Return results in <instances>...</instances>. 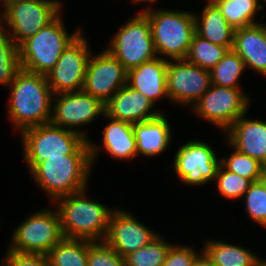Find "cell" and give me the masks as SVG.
<instances>
[{"instance_id": "cell-15", "label": "cell", "mask_w": 266, "mask_h": 266, "mask_svg": "<svg viewBox=\"0 0 266 266\" xmlns=\"http://www.w3.org/2000/svg\"><path fill=\"white\" fill-rule=\"evenodd\" d=\"M127 83V70L107 49L88 61L83 91L106 104Z\"/></svg>"}, {"instance_id": "cell-42", "label": "cell", "mask_w": 266, "mask_h": 266, "mask_svg": "<svg viewBox=\"0 0 266 266\" xmlns=\"http://www.w3.org/2000/svg\"><path fill=\"white\" fill-rule=\"evenodd\" d=\"M3 17H2V12H0V33L3 31Z\"/></svg>"}, {"instance_id": "cell-38", "label": "cell", "mask_w": 266, "mask_h": 266, "mask_svg": "<svg viewBox=\"0 0 266 266\" xmlns=\"http://www.w3.org/2000/svg\"><path fill=\"white\" fill-rule=\"evenodd\" d=\"M22 1H28V0H0L1 6H3V11L8 8L9 6L20 3ZM1 8V7H0Z\"/></svg>"}, {"instance_id": "cell-8", "label": "cell", "mask_w": 266, "mask_h": 266, "mask_svg": "<svg viewBox=\"0 0 266 266\" xmlns=\"http://www.w3.org/2000/svg\"><path fill=\"white\" fill-rule=\"evenodd\" d=\"M64 238L57 209L31 214L13 231L10 247L18 253L47 254Z\"/></svg>"}, {"instance_id": "cell-9", "label": "cell", "mask_w": 266, "mask_h": 266, "mask_svg": "<svg viewBox=\"0 0 266 266\" xmlns=\"http://www.w3.org/2000/svg\"><path fill=\"white\" fill-rule=\"evenodd\" d=\"M60 8L59 0H28L13 4L2 11L3 31L19 47L51 23L59 15Z\"/></svg>"}, {"instance_id": "cell-11", "label": "cell", "mask_w": 266, "mask_h": 266, "mask_svg": "<svg viewBox=\"0 0 266 266\" xmlns=\"http://www.w3.org/2000/svg\"><path fill=\"white\" fill-rule=\"evenodd\" d=\"M81 31L64 49L55 66L46 78L54 95L81 91L91 51Z\"/></svg>"}, {"instance_id": "cell-25", "label": "cell", "mask_w": 266, "mask_h": 266, "mask_svg": "<svg viewBox=\"0 0 266 266\" xmlns=\"http://www.w3.org/2000/svg\"><path fill=\"white\" fill-rule=\"evenodd\" d=\"M46 255L49 266H88V240L63 238Z\"/></svg>"}, {"instance_id": "cell-32", "label": "cell", "mask_w": 266, "mask_h": 266, "mask_svg": "<svg viewBox=\"0 0 266 266\" xmlns=\"http://www.w3.org/2000/svg\"><path fill=\"white\" fill-rule=\"evenodd\" d=\"M215 180H217L216 187L220 195L228 199H240L253 183L250 179L228 171L221 164L218 167Z\"/></svg>"}, {"instance_id": "cell-30", "label": "cell", "mask_w": 266, "mask_h": 266, "mask_svg": "<svg viewBox=\"0 0 266 266\" xmlns=\"http://www.w3.org/2000/svg\"><path fill=\"white\" fill-rule=\"evenodd\" d=\"M21 69L19 47L5 32L0 33V85L8 86Z\"/></svg>"}, {"instance_id": "cell-40", "label": "cell", "mask_w": 266, "mask_h": 266, "mask_svg": "<svg viewBox=\"0 0 266 266\" xmlns=\"http://www.w3.org/2000/svg\"><path fill=\"white\" fill-rule=\"evenodd\" d=\"M259 181L264 185V187L266 189V169L264 170L262 177L260 178Z\"/></svg>"}, {"instance_id": "cell-6", "label": "cell", "mask_w": 266, "mask_h": 266, "mask_svg": "<svg viewBox=\"0 0 266 266\" xmlns=\"http://www.w3.org/2000/svg\"><path fill=\"white\" fill-rule=\"evenodd\" d=\"M67 33L58 15L51 23L41 28L35 35L19 46L20 66L22 69L47 75L55 66L64 49L81 32Z\"/></svg>"}, {"instance_id": "cell-28", "label": "cell", "mask_w": 266, "mask_h": 266, "mask_svg": "<svg viewBox=\"0 0 266 266\" xmlns=\"http://www.w3.org/2000/svg\"><path fill=\"white\" fill-rule=\"evenodd\" d=\"M228 51L227 47L211 43L195 34L185 59L210 71Z\"/></svg>"}, {"instance_id": "cell-16", "label": "cell", "mask_w": 266, "mask_h": 266, "mask_svg": "<svg viewBox=\"0 0 266 266\" xmlns=\"http://www.w3.org/2000/svg\"><path fill=\"white\" fill-rule=\"evenodd\" d=\"M158 234L130 213L115 208L112 212L105 242L122 258L146 246Z\"/></svg>"}, {"instance_id": "cell-29", "label": "cell", "mask_w": 266, "mask_h": 266, "mask_svg": "<svg viewBox=\"0 0 266 266\" xmlns=\"http://www.w3.org/2000/svg\"><path fill=\"white\" fill-rule=\"evenodd\" d=\"M172 245L158 235L146 246L125 256V266H163Z\"/></svg>"}, {"instance_id": "cell-22", "label": "cell", "mask_w": 266, "mask_h": 266, "mask_svg": "<svg viewBox=\"0 0 266 266\" xmlns=\"http://www.w3.org/2000/svg\"><path fill=\"white\" fill-rule=\"evenodd\" d=\"M207 2L201 16L195 14L196 34L211 43L232 50L235 29L225 20L212 0Z\"/></svg>"}, {"instance_id": "cell-31", "label": "cell", "mask_w": 266, "mask_h": 266, "mask_svg": "<svg viewBox=\"0 0 266 266\" xmlns=\"http://www.w3.org/2000/svg\"><path fill=\"white\" fill-rule=\"evenodd\" d=\"M234 150L227 159L225 157L220 159V164L228 171L252 182L259 181L266 167L253 157Z\"/></svg>"}, {"instance_id": "cell-35", "label": "cell", "mask_w": 266, "mask_h": 266, "mask_svg": "<svg viewBox=\"0 0 266 266\" xmlns=\"http://www.w3.org/2000/svg\"><path fill=\"white\" fill-rule=\"evenodd\" d=\"M2 263L5 266H49L45 254L18 253L9 249Z\"/></svg>"}, {"instance_id": "cell-36", "label": "cell", "mask_w": 266, "mask_h": 266, "mask_svg": "<svg viewBox=\"0 0 266 266\" xmlns=\"http://www.w3.org/2000/svg\"><path fill=\"white\" fill-rule=\"evenodd\" d=\"M190 246L172 245L163 266H191L199 252Z\"/></svg>"}, {"instance_id": "cell-21", "label": "cell", "mask_w": 266, "mask_h": 266, "mask_svg": "<svg viewBox=\"0 0 266 266\" xmlns=\"http://www.w3.org/2000/svg\"><path fill=\"white\" fill-rule=\"evenodd\" d=\"M171 127L163 112L153 119L133 124L137 155L156 156L171 144Z\"/></svg>"}, {"instance_id": "cell-12", "label": "cell", "mask_w": 266, "mask_h": 266, "mask_svg": "<svg viewBox=\"0 0 266 266\" xmlns=\"http://www.w3.org/2000/svg\"><path fill=\"white\" fill-rule=\"evenodd\" d=\"M55 96L56 101L52 104L50 123L79 133L89 141L86 131L78 130L77 127L90 124L98 116L104 115L105 104L83 90L60 93Z\"/></svg>"}, {"instance_id": "cell-19", "label": "cell", "mask_w": 266, "mask_h": 266, "mask_svg": "<svg viewBox=\"0 0 266 266\" xmlns=\"http://www.w3.org/2000/svg\"><path fill=\"white\" fill-rule=\"evenodd\" d=\"M168 59L156 57L127 71V84L148 97L154 104L167 95Z\"/></svg>"}, {"instance_id": "cell-23", "label": "cell", "mask_w": 266, "mask_h": 266, "mask_svg": "<svg viewBox=\"0 0 266 266\" xmlns=\"http://www.w3.org/2000/svg\"><path fill=\"white\" fill-rule=\"evenodd\" d=\"M102 117L110 119L103 129V149L114 159L129 160L137 156L136 140L133 124L116 120L104 114Z\"/></svg>"}, {"instance_id": "cell-34", "label": "cell", "mask_w": 266, "mask_h": 266, "mask_svg": "<svg viewBox=\"0 0 266 266\" xmlns=\"http://www.w3.org/2000/svg\"><path fill=\"white\" fill-rule=\"evenodd\" d=\"M88 266H125V260L105 241L88 240Z\"/></svg>"}, {"instance_id": "cell-1", "label": "cell", "mask_w": 266, "mask_h": 266, "mask_svg": "<svg viewBox=\"0 0 266 266\" xmlns=\"http://www.w3.org/2000/svg\"><path fill=\"white\" fill-rule=\"evenodd\" d=\"M8 115L20 133L50 123L54 94L46 75L20 69L10 83ZM53 96V97H52Z\"/></svg>"}, {"instance_id": "cell-26", "label": "cell", "mask_w": 266, "mask_h": 266, "mask_svg": "<svg viewBox=\"0 0 266 266\" xmlns=\"http://www.w3.org/2000/svg\"><path fill=\"white\" fill-rule=\"evenodd\" d=\"M220 9L225 20L236 30L254 25V16L259 10H263L259 0H212Z\"/></svg>"}, {"instance_id": "cell-10", "label": "cell", "mask_w": 266, "mask_h": 266, "mask_svg": "<svg viewBox=\"0 0 266 266\" xmlns=\"http://www.w3.org/2000/svg\"><path fill=\"white\" fill-rule=\"evenodd\" d=\"M196 115L226 131L249 108V97L240 88L213 85L191 106Z\"/></svg>"}, {"instance_id": "cell-39", "label": "cell", "mask_w": 266, "mask_h": 266, "mask_svg": "<svg viewBox=\"0 0 266 266\" xmlns=\"http://www.w3.org/2000/svg\"><path fill=\"white\" fill-rule=\"evenodd\" d=\"M252 266H266V260L263 261L260 258Z\"/></svg>"}, {"instance_id": "cell-2", "label": "cell", "mask_w": 266, "mask_h": 266, "mask_svg": "<svg viewBox=\"0 0 266 266\" xmlns=\"http://www.w3.org/2000/svg\"><path fill=\"white\" fill-rule=\"evenodd\" d=\"M91 155H63L39 162L30 172L37 185L55 201L87 188L91 166L100 146L89 140ZM99 147V148H98Z\"/></svg>"}, {"instance_id": "cell-4", "label": "cell", "mask_w": 266, "mask_h": 266, "mask_svg": "<svg viewBox=\"0 0 266 266\" xmlns=\"http://www.w3.org/2000/svg\"><path fill=\"white\" fill-rule=\"evenodd\" d=\"M26 165L31 171L39 162L63 155H91V146L82 135L51 123L20 133Z\"/></svg>"}, {"instance_id": "cell-7", "label": "cell", "mask_w": 266, "mask_h": 266, "mask_svg": "<svg viewBox=\"0 0 266 266\" xmlns=\"http://www.w3.org/2000/svg\"><path fill=\"white\" fill-rule=\"evenodd\" d=\"M107 50L128 71L158 57L155 51L150 21L143 13H137L112 37Z\"/></svg>"}, {"instance_id": "cell-18", "label": "cell", "mask_w": 266, "mask_h": 266, "mask_svg": "<svg viewBox=\"0 0 266 266\" xmlns=\"http://www.w3.org/2000/svg\"><path fill=\"white\" fill-rule=\"evenodd\" d=\"M240 116L225 132L227 143L266 167V122Z\"/></svg>"}, {"instance_id": "cell-24", "label": "cell", "mask_w": 266, "mask_h": 266, "mask_svg": "<svg viewBox=\"0 0 266 266\" xmlns=\"http://www.w3.org/2000/svg\"><path fill=\"white\" fill-rule=\"evenodd\" d=\"M203 247L216 266H252L259 258L248 249L224 241L207 240Z\"/></svg>"}, {"instance_id": "cell-33", "label": "cell", "mask_w": 266, "mask_h": 266, "mask_svg": "<svg viewBox=\"0 0 266 266\" xmlns=\"http://www.w3.org/2000/svg\"><path fill=\"white\" fill-rule=\"evenodd\" d=\"M245 198L246 213L251 220L262 226H266V189L260 182H253L246 193Z\"/></svg>"}, {"instance_id": "cell-37", "label": "cell", "mask_w": 266, "mask_h": 266, "mask_svg": "<svg viewBox=\"0 0 266 266\" xmlns=\"http://www.w3.org/2000/svg\"><path fill=\"white\" fill-rule=\"evenodd\" d=\"M191 266H216L201 250Z\"/></svg>"}, {"instance_id": "cell-13", "label": "cell", "mask_w": 266, "mask_h": 266, "mask_svg": "<svg viewBox=\"0 0 266 266\" xmlns=\"http://www.w3.org/2000/svg\"><path fill=\"white\" fill-rule=\"evenodd\" d=\"M213 147L203 141H187L174 157V171L186 185L201 186L215 180L220 159Z\"/></svg>"}, {"instance_id": "cell-5", "label": "cell", "mask_w": 266, "mask_h": 266, "mask_svg": "<svg viewBox=\"0 0 266 266\" xmlns=\"http://www.w3.org/2000/svg\"><path fill=\"white\" fill-rule=\"evenodd\" d=\"M151 25L156 54L170 60L185 59L196 34L195 14L189 11L141 10Z\"/></svg>"}, {"instance_id": "cell-3", "label": "cell", "mask_w": 266, "mask_h": 266, "mask_svg": "<svg viewBox=\"0 0 266 266\" xmlns=\"http://www.w3.org/2000/svg\"><path fill=\"white\" fill-rule=\"evenodd\" d=\"M86 189L54 201L64 238L104 241L115 209L87 198Z\"/></svg>"}, {"instance_id": "cell-27", "label": "cell", "mask_w": 266, "mask_h": 266, "mask_svg": "<svg viewBox=\"0 0 266 266\" xmlns=\"http://www.w3.org/2000/svg\"><path fill=\"white\" fill-rule=\"evenodd\" d=\"M245 69V63L241 57L233 50H229L210 70L212 84L229 88H241L238 81Z\"/></svg>"}, {"instance_id": "cell-41", "label": "cell", "mask_w": 266, "mask_h": 266, "mask_svg": "<svg viewBox=\"0 0 266 266\" xmlns=\"http://www.w3.org/2000/svg\"><path fill=\"white\" fill-rule=\"evenodd\" d=\"M156 1H158V0H132V2H144V3H146V2H150V3H152V2H156Z\"/></svg>"}, {"instance_id": "cell-17", "label": "cell", "mask_w": 266, "mask_h": 266, "mask_svg": "<svg viewBox=\"0 0 266 266\" xmlns=\"http://www.w3.org/2000/svg\"><path fill=\"white\" fill-rule=\"evenodd\" d=\"M154 106L148 97L126 83L105 104V114L113 119L134 124L158 117L161 111L151 112Z\"/></svg>"}, {"instance_id": "cell-14", "label": "cell", "mask_w": 266, "mask_h": 266, "mask_svg": "<svg viewBox=\"0 0 266 266\" xmlns=\"http://www.w3.org/2000/svg\"><path fill=\"white\" fill-rule=\"evenodd\" d=\"M211 86L209 70L202 69L186 59L168 61L167 99L175 104L193 106Z\"/></svg>"}, {"instance_id": "cell-20", "label": "cell", "mask_w": 266, "mask_h": 266, "mask_svg": "<svg viewBox=\"0 0 266 266\" xmlns=\"http://www.w3.org/2000/svg\"><path fill=\"white\" fill-rule=\"evenodd\" d=\"M232 50L241 57L246 68L266 77V23L236 29Z\"/></svg>"}]
</instances>
